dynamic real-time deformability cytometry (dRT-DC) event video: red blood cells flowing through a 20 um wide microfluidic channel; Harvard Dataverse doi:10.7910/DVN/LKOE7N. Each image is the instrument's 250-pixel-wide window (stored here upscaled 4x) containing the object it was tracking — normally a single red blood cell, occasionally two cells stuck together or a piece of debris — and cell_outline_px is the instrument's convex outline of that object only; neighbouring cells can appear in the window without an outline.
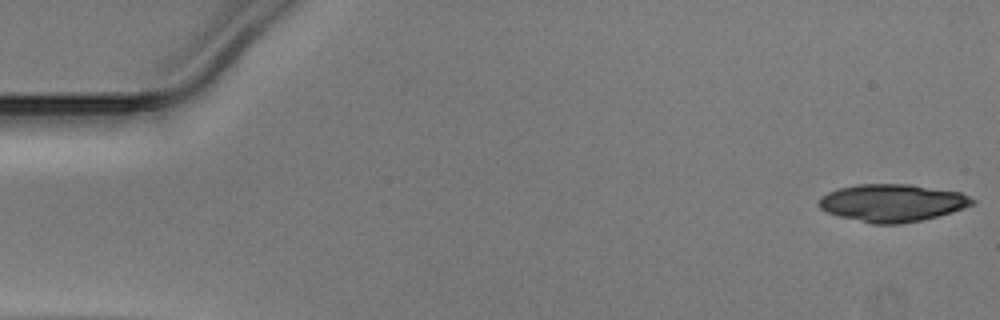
{"species": "Egyptian fruit bat (a non-hibernating species)", "species_latin": "Rousettus aegyptiacus", "temperature_condition": "warm", "stored_images_in_passage": 15, "camera_frame_rate_fps": 3000, "um_per_image_px": 0.085, "animal": {"sex": "male"}, "frame": {"image": 1, "passage_image": 1, "time_ms": 0.0, "image_size_px": [1000, 320], "cell_outline_px": [[976, 200], [972, 204], [964, 208], [952, 212], [920, 220], [900, 224], [872, 224], [840, 216], [828, 212], [820, 208], [820, 196], [836, 188], [856, 184], [908, 184], [960, 192]], "centroid_in_image_um": [75.83, 17.23], "position_along_channel_um": 9.2, "area_um2": 33.35}}